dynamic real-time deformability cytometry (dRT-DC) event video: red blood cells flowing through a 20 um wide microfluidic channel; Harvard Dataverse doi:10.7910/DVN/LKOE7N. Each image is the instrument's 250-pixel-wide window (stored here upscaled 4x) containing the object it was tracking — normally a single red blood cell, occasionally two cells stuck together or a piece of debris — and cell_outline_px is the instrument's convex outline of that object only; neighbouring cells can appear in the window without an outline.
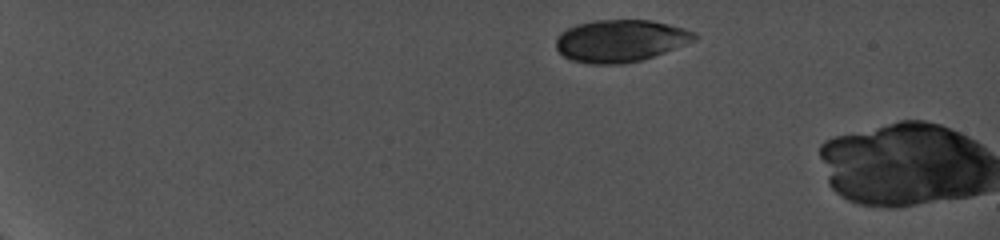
{"species": "common noctule bat (a hibernating species)", "species_latin": "Nyctalus noctula", "temperature_condition": "cold", "stored_images_in_passage": 6, "camera_frame_rate_fps": 5000, "um_per_image_px": 0.085, "animal": {"sex": "female", "body_mass_g": 19.0, "forearm_length_mm": 56.7}, "frame": {"image": 1, "passage_image": 2, "time_ms": 1.2, "image_size_px": [1000, 240], "cell_outline_px": [[700, 36], [696, 40], [664, 52], [640, 60], [624, 64], [588, 64], [572, 60], [564, 56], [556, 48], [556, 40], [560, 32], [576, 24], [596, 20], [652, 20], [684, 28], [696, 32]], "centroid_in_image_um": [52.74, 3.46], "position_along_channel_um": 32.3, "area_um2": 34.1}}